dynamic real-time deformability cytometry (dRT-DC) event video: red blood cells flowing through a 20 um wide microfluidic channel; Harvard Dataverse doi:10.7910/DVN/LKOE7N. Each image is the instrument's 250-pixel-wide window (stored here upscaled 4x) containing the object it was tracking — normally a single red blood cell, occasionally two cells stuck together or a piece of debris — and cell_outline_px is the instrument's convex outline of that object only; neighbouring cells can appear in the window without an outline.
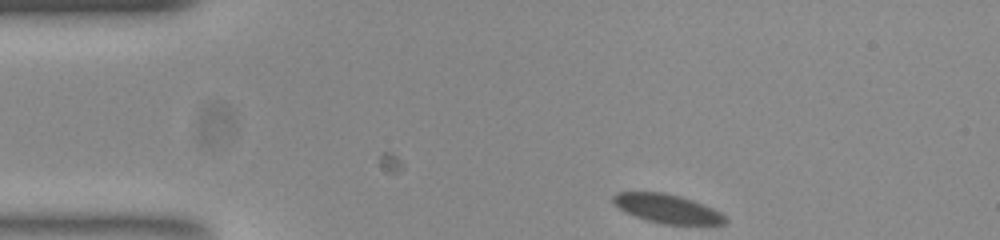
{"species": "common noctule bat (a hibernating species)", "species_latin": "Nyctalus noctula", "temperature_condition": "room temperature", "stored_images_in_passage": 31, "camera_frame_rate_fps": 3000, "um_per_image_px": 0.085, "animal": {"sex": "female", "body_mass_g": 23.0, "forearm_length_mm": 53.4}, "frame": {"image": 1, "passage_image": 1, "time_ms": 0.0, "image_size_px": [1000, 240], "cell_outline_px": [[728, 220], [724, 224], [664, 224], [648, 220], [624, 212], [612, 200], [612, 196], [616, 192], [664, 192], [680, 196], [692, 200], [712, 208], [720, 212]], "centroid_in_image_um": [56.7, 17.72], "position_along_channel_um": 28.3, "area_um2": 18.61}}
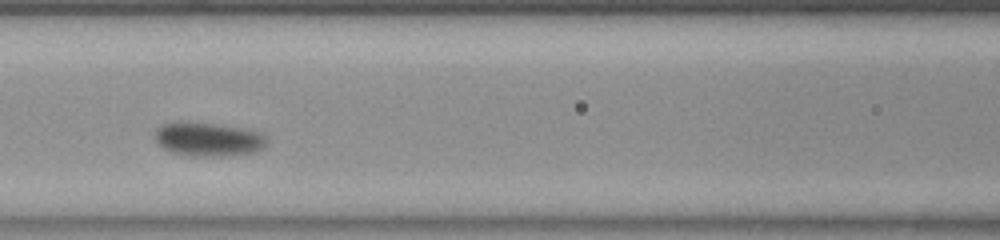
{"frame": {"image": 2, "passage_image": 16, "time_ms": 5.0, "image_size_px": [1000, 240], "cell_outline_px": [[268, 144], [264, 148], [256, 152], [224, 156], [188, 156], [168, 152], [156, 140], [156, 128], [172, 120], [180, 120], [220, 124], [260, 132], [264, 136]], "centroid_in_image_um": [17.68, 11.82], "position_along_channel_um": 148.9, "area_um2": 22.54}}
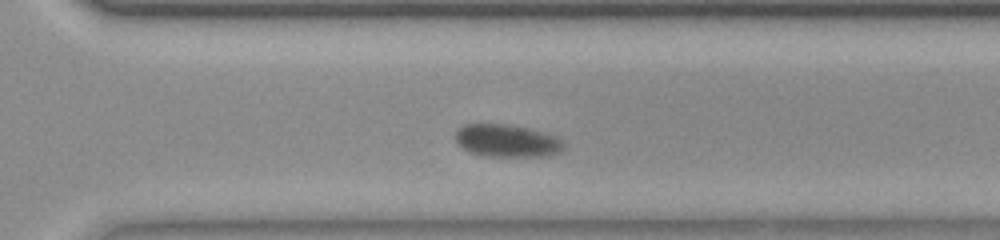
{"frame": {"image": 3, "passage_image": 31, "time_ms": 10.0, "image_size_px": [1000, 240], "cell_outline_px": [[564, 148], [560, 152], [552, 156], [484, 156], [472, 152], [456, 144], [456, 132], [464, 124], [504, 124], [524, 128], [556, 136], [564, 144]], "centroid_in_image_um": [43.09, 11.98], "position_along_channel_um": 327.5, "area_um2": 20.29}}